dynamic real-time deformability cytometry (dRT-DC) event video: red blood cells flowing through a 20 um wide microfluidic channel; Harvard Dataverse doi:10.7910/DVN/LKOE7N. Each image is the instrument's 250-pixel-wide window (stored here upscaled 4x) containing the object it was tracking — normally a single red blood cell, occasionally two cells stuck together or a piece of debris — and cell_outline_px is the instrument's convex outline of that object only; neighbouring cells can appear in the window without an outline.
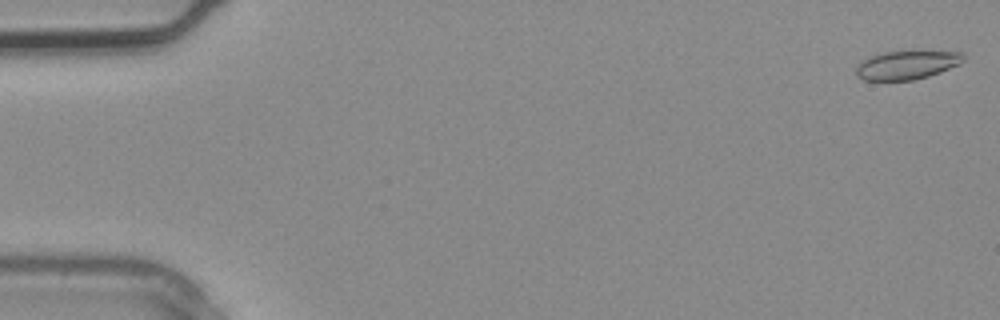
{"species": "common noctule bat (a hibernating species)", "species_latin": "Nyctalus noctula", "temperature_condition": "warm", "stored_images_in_passage": 3, "camera_frame_rate_fps": 3000, "um_per_image_px": 0.085, "animal": {"sex": "male", "body_mass_g": 20.4}, "frame": {"image": 1, "passage_image": 1, "time_ms": 0.0, "image_size_px": [1000, 320], "cell_outline_px": [[964, 60], [960, 64], [940, 72], [928, 76], [912, 80], [864, 80], [856, 76], [856, 68], [868, 56], [880, 52], [964, 52]], "centroid_in_image_um": [77.07, 5.53], "position_along_channel_um": 7.9, "area_um2": 17.69}}
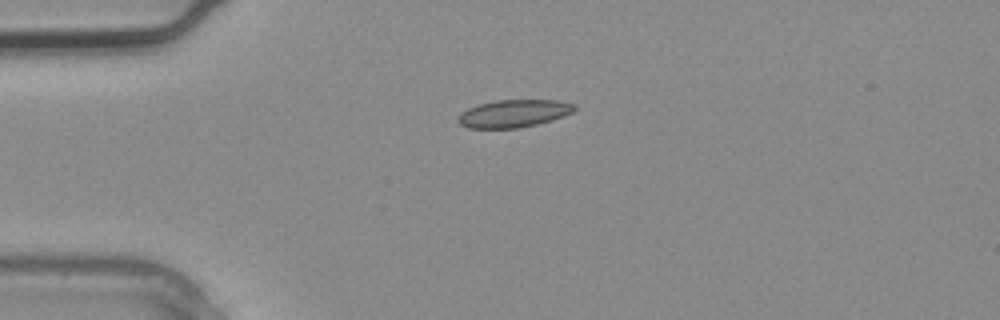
{"frame": {"image": 2, "passage_image": 3, "time_ms": 0.667, "image_size_px": [1000, 320], "cell_outline_px": [[576, 108], [572, 112], [552, 120], [520, 128], [468, 128], [460, 124], [456, 120], [460, 112], [468, 108], [480, 104], [496, 100], [556, 100], [576, 104]], "centroid_in_image_um": [43.64, 9.65], "position_along_channel_um": 41.4, "area_um2": 18.73}}